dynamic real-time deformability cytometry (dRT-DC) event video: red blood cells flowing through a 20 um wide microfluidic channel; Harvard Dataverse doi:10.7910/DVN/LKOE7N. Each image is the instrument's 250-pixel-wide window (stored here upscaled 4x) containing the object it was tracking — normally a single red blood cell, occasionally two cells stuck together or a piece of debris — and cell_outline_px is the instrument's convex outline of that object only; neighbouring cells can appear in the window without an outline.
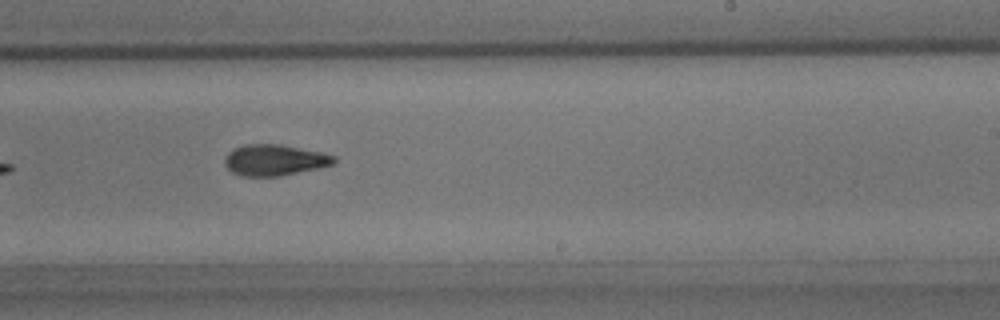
{"species": "common noctule bat (a hibernating species)", "species_latin": "Nyctalus noctula", "temperature_condition": "room temperature", "stored_images_in_passage": 9, "camera_frame_rate_fps": 3000, "um_per_image_px": 0.085, "animal": {"sex": "male", "body_mass_g": 15.6}, "frame": {"image": 1, "passage_image": 9, "time_ms": 2.667, "image_size_px": [1000, 320], "cell_outline_px": [[336, 160], [332, 164], [320, 168], [280, 176], [240, 176], [232, 172], [224, 164], [224, 160], [228, 152], [232, 148], [244, 144], [280, 144], [320, 152], [336, 156]], "centroid_in_image_um": [23.31, 13.6], "position_along_channel_um": 265.7, "area_um2": 19.88}}